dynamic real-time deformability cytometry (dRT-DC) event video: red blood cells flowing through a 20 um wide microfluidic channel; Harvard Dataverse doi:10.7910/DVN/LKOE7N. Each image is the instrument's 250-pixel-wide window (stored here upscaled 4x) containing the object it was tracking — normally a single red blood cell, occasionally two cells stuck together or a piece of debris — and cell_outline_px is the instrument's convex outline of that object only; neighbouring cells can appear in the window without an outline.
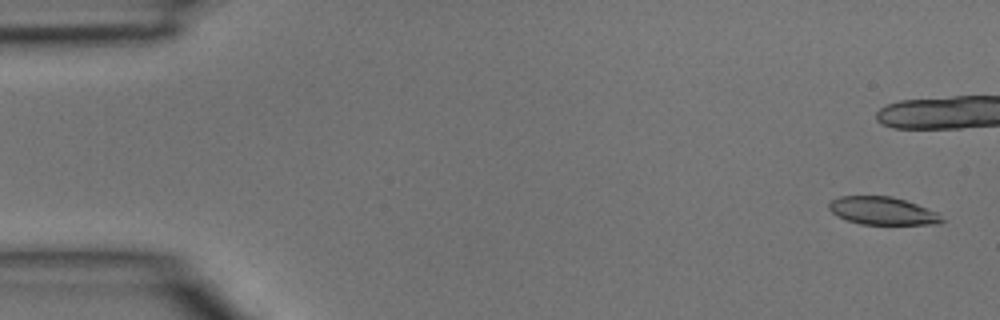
{"species": "common noctule bat (a hibernating species)", "species_latin": "Nyctalus noctula", "temperature_condition": "room temperature", "stored_images_in_passage": 4, "camera_frame_rate_fps": 3000, "um_per_image_px": 0.085, "animal": {"sex": "male", "body_mass_g": 15.6}, "frame": {"image": 1, "passage_image": 1, "time_ms": 0.0, "image_size_px": [1000, 320], "cell_outline_px": [[944, 220], [940, 224], [860, 224], [848, 220], [832, 212], [828, 208], [828, 204], [832, 200], [840, 196], [892, 196], [916, 204], [936, 212]], "centroid_in_image_um": [75.01, 17.92], "position_along_channel_um": 10.0, "area_um2": 18.03}}